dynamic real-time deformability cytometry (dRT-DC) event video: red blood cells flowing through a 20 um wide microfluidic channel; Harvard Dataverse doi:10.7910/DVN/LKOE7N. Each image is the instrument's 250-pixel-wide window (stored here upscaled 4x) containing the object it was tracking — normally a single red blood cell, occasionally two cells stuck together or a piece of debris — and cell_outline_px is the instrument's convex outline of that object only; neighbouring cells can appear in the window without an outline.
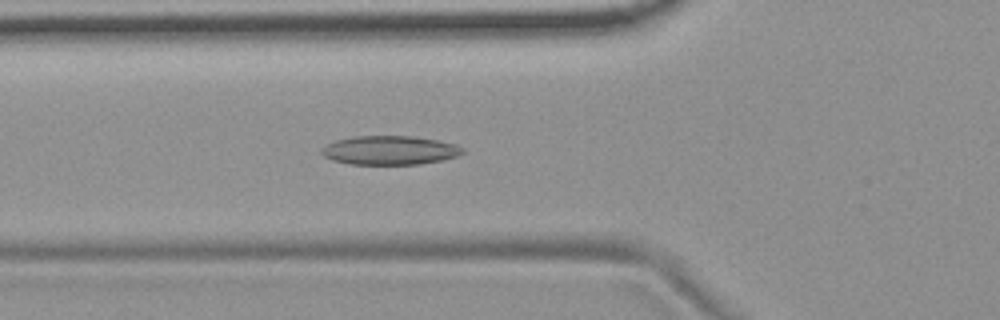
{"species": "common noctule bat (a hibernating species)", "species_latin": "Nyctalus noctula", "temperature_condition": "room temperature", "stored_images_in_passage": 54, "camera_frame_rate_fps": 3000, "um_per_image_px": 0.085, "animal": {"sex": "female", "body_mass_g": 19.9}, "frame": {"image": 1, "passage_image": 19, "time_ms": 6.0, "image_size_px": [1000, 320], "cell_outline_px": [[464, 152], [456, 156], [440, 160], [420, 164], [348, 164], [332, 160], [324, 156], [320, 152], [320, 148], [336, 140], [352, 136], [412, 136], [436, 140], [456, 144], [464, 148]], "centroid_in_image_um": [33.09, 12.77], "position_along_channel_um": 92.7, "area_um2": 23.76}}
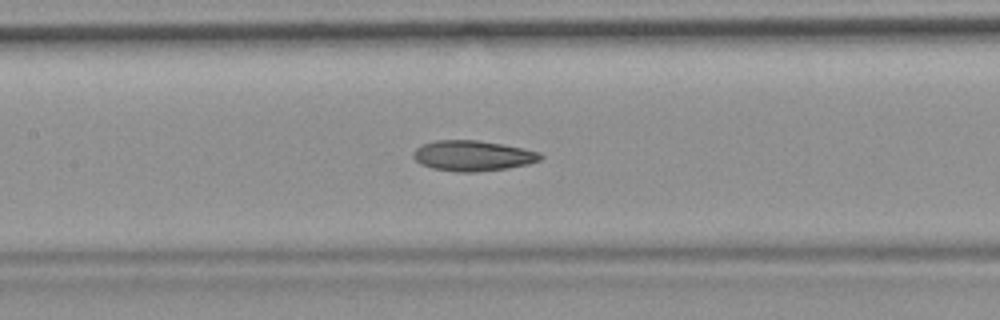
{"frame": {"image": 2, "passage_image": 25, "time_ms": 8.0, "image_size_px": [1000, 320], "cell_outline_px": [[544, 156], [540, 160], [528, 164], [508, 168], [472, 172], [456, 172], [432, 168], [420, 164], [412, 156], [412, 152], [416, 148], [424, 144], [436, 140], [476, 140], [524, 148], [540, 152]], "centroid_in_image_um": [40.18, 13.24], "position_along_channel_um": 167.2, "area_um2": 22.54}}
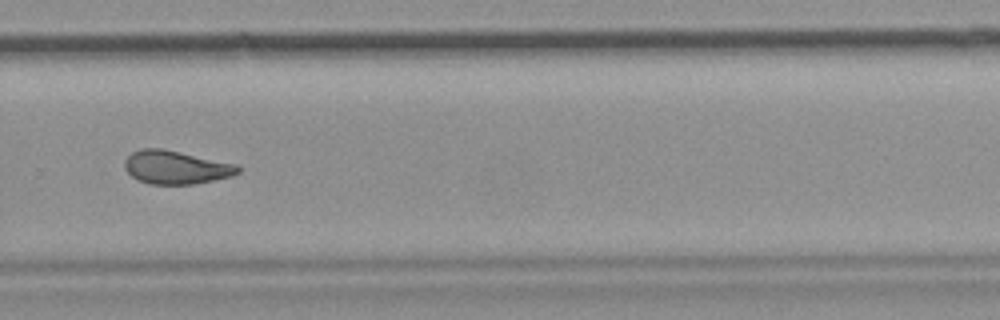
{"frame": {"image": 3, "passage_image": 37, "time_ms": 12.0, "image_size_px": [1000, 320], "cell_outline_px": [[240, 172], [232, 176], [196, 184], [148, 184], [132, 176], [124, 168], [124, 160], [132, 152], [140, 148], [160, 148], [180, 152], [236, 164], [240, 168]], "centroid_in_image_um": [14.94, 14.22], "position_along_channel_um": 314.9, "area_um2": 21.96}, "authors_computed_cell_mechanics": {"area_um2": 22.9177, "velocity_mm_per_s": 3.7095, "shape_relaxation_time_tau1_ms": null, "shape_relaxation_time_tau2_ms": 4.1688, "deformation_change_tau1": null, "deformation_change_tau2": 0.1205}}